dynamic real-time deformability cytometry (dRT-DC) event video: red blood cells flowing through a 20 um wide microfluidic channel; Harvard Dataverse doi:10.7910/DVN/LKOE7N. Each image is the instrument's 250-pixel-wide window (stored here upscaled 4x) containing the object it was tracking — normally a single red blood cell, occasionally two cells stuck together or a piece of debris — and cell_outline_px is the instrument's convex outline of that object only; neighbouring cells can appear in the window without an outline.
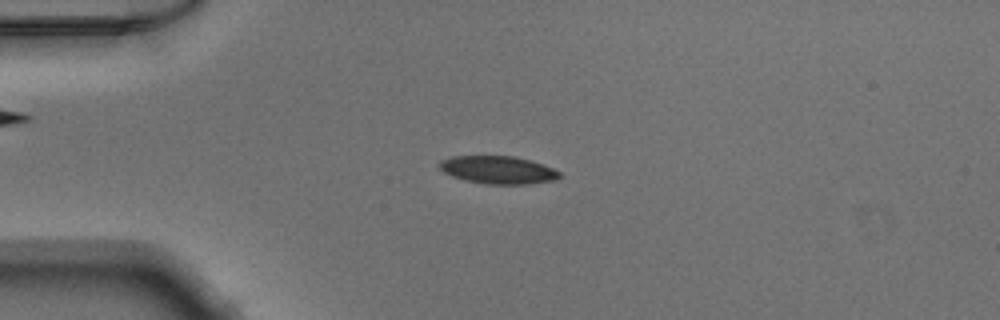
{"species": "Egyptian fruit bat (a non-hibernating species)", "species_latin": "Rousettus aegyptiacus", "temperature_condition": "warm", "stored_images_in_passage": 51, "camera_frame_rate_fps": 3000, "um_per_image_px": 0.085, "animal": {"sex": "male"}, "frame": {"image": 1, "passage_image": 13, "time_ms": 4.0, "image_size_px": [1000, 320], "cell_outline_px": [[560, 176], [556, 180], [528, 184], [484, 184], [464, 180], [452, 176], [444, 172], [440, 168], [440, 160], [452, 156], [512, 156], [528, 160], [552, 168], [560, 172]], "centroid_in_image_um": [42.31, 14.45], "position_along_channel_um": 42.7, "area_um2": 19.31}}
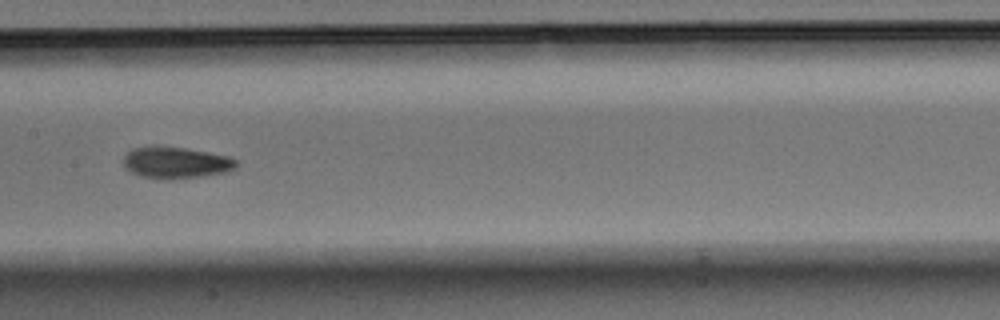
{"frame": {"image": 2, "passage_image": 26, "time_ms": 8.333, "image_size_px": [1000, 320], "cell_outline_px": [[236, 168], [228, 172], [200, 176], [160, 180], [140, 176], [132, 172], [124, 164], [124, 156], [132, 148], [184, 148], [208, 152], [228, 156], [236, 160]], "centroid_in_image_um": [14.99, 13.85], "position_along_channel_um": 192.4, "area_um2": 20.17}}
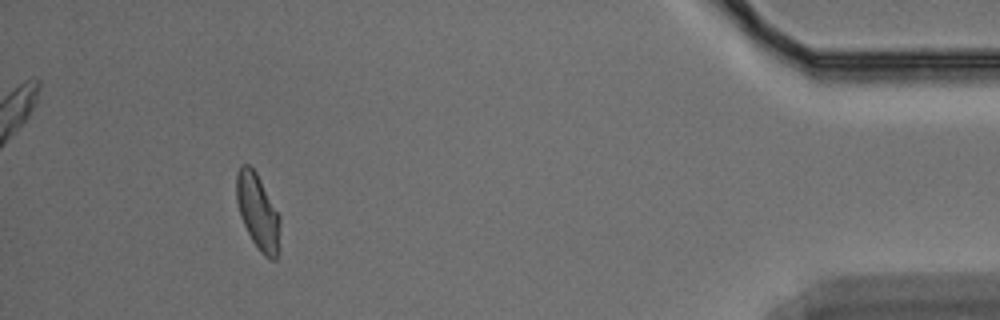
{"frame": {"image": 3, "passage_image": 47, "time_ms": 15.333, "image_size_px": [1000, 320], "cell_outline_px": [[280, 224], [276, 260], [272, 260], [264, 256], [260, 252], [252, 240], [240, 216], [236, 200], [236, 172], [240, 164], [248, 164], [256, 172], [280, 216]], "centroid_in_image_um": [21.89, 17.97], "position_along_channel_um": 413.3, "area_um2": 19.07}}